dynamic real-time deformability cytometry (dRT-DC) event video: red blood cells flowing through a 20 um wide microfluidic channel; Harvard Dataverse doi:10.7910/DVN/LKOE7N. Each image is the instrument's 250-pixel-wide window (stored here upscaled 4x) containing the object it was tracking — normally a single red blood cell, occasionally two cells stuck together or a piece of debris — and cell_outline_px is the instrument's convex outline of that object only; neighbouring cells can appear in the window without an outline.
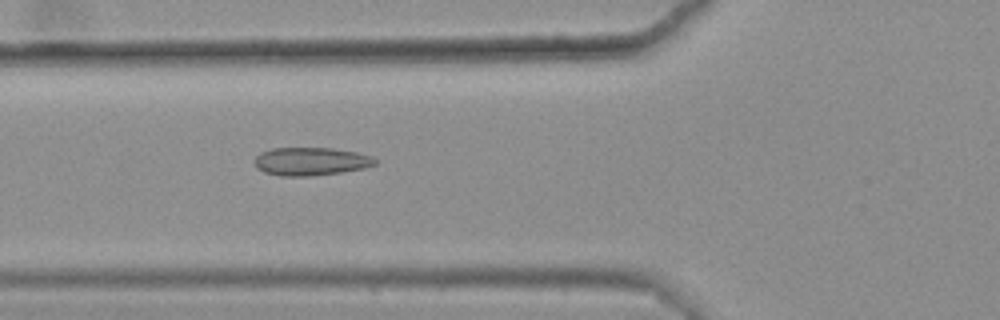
{"species": "common noctule bat (a hibernating species)", "species_latin": "Nyctalus noctula", "temperature_condition": "warm", "stored_images_in_passage": 50, "camera_frame_rate_fps": 3000, "um_per_image_px": 0.085, "animal": {"sex": "female", "body_mass_g": 25.1}, "frame": {"image": 1, "passage_image": 21, "time_ms": 6.667, "image_size_px": [1000, 320], "cell_outline_px": [[376, 164], [364, 168], [340, 172], [308, 176], [280, 176], [264, 172], [256, 168], [256, 156], [260, 152], [272, 148], [332, 148], [356, 152], [372, 156], [376, 160]], "centroid_in_image_um": [26.41, 13.71], "position_along_channel_um": 99.4, "area_um2": 19.65}}
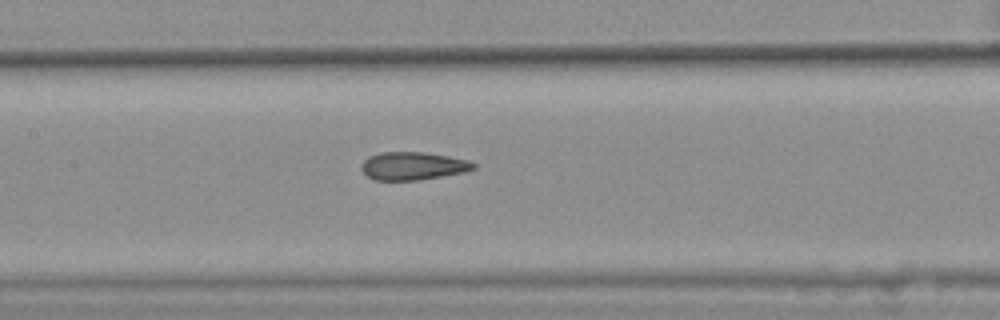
{"frame": {"image": 2, "passage_image": 27, "time_ms": 8.667, "image_size_px": [1000, 320], "cell_outline_px": [[476, 168], [464, 172], [420, 180], [376, 180], [368, 176], [360, 168], [364, 160], [368, 156], [380, 152], [424, 152], [448, 156], [468, 160], [476, 164]], "centroid_in_image_um": [35.1, 14.1], "position_along_channel_um": 172.3, "area_um2": 18.26}}
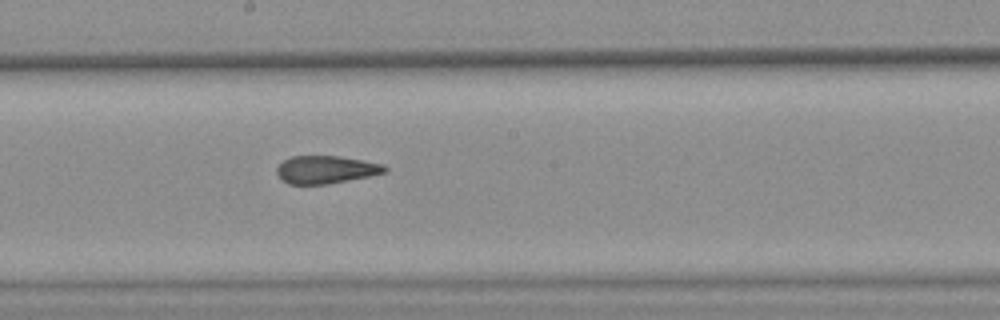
{"frame": {"image": 3, "passage_image": 31, "time_ms": 10.0, "image_size_px": [1000, 320], "cell_outline_px": [[388, 172], [328, 184], [288, 184], [276, 172], [276, 168], [284, 160], [292, 156], [340, 156], [384, 164], [388, 168]], "centroid_in_image_um": [27.73, 14.41], "position_along_channel_um": 220.5, "area_um2": 17.4}, "authors_computed_cell_mechanics": {"area_um2": 18.5538, "velocity_mm_per_s": 3.6369, "shape_relaxation_time_tau1_ms": null, "shape_relaxation_time_tau2_ms": 2.3425, "deformation_change_tau1": null, "deformation_change_tau2": 0.0916}}